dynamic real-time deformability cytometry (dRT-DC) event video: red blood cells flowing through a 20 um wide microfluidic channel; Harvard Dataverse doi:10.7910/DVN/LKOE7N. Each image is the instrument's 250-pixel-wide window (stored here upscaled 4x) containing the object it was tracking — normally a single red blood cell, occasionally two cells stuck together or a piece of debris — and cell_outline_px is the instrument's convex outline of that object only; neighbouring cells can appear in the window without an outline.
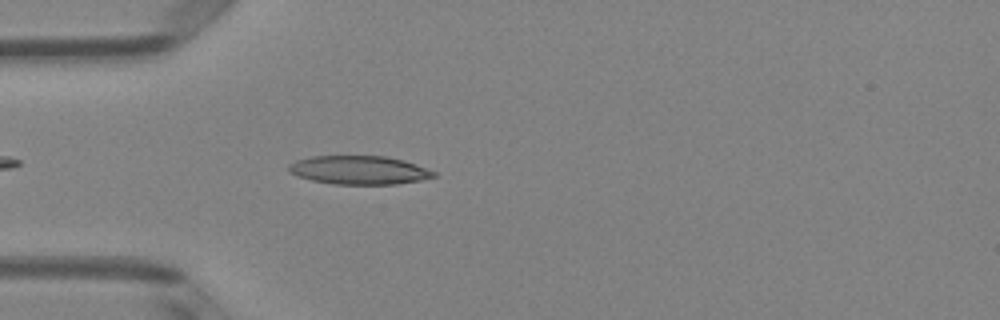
{"species": "Egyptian fruit bat (a non-hibernating species)", "species_latin": "Rousettus aegyptiacus", "temperature_condition": "room temperature", "stored_images_in_passage": 40, "camera_frame_rate_fps": 3000, "um_per_image_px": 0.085, "animal": {"sex": "female"}, "frame": {"image": 1, "passage_image": 5, "time_ms": 1.333, "image_size_px": [1000, 320], "cell_outline_px": [[436, 176], [420, 180], [396, 184], [332, 184], [312, 180], [288, 172], [288, 164], [296, 160], [312, 156], [384, 156], [404, 160], [436, 172]], "centroid_in_image_um": [30.5, 14.45], "position_along_channel_um": 54.5, "area_um2": 24.04}}
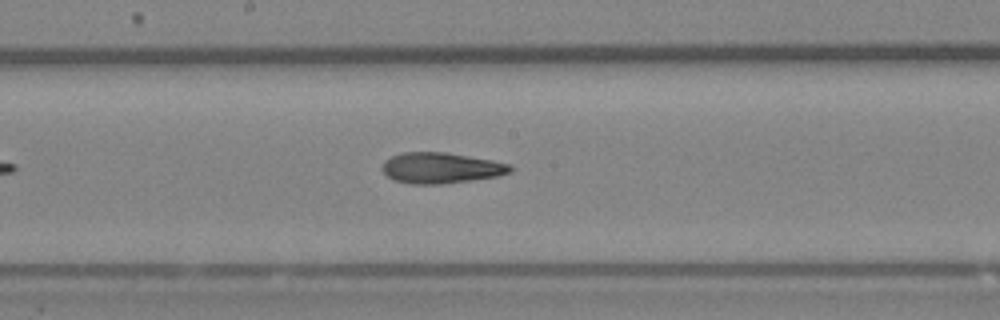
{"frame": {"image": 2, "passage_image": 17, "time_ms": 5.333, "image_size_px": [1000, 320], "cell_outline_px": [[512, 172], [496, 176], [472, 180], [440, 184], [412, 184], [392, 180], [384, 172], [384, 160], [392, 156], [404, 152], [444, 152], [492, 160], [508, 164], [512, 168]], "centroid_in_image_um": [37.47, 14.28], "position_along_channel_um": 210.7, "area_um2": 22.72}}
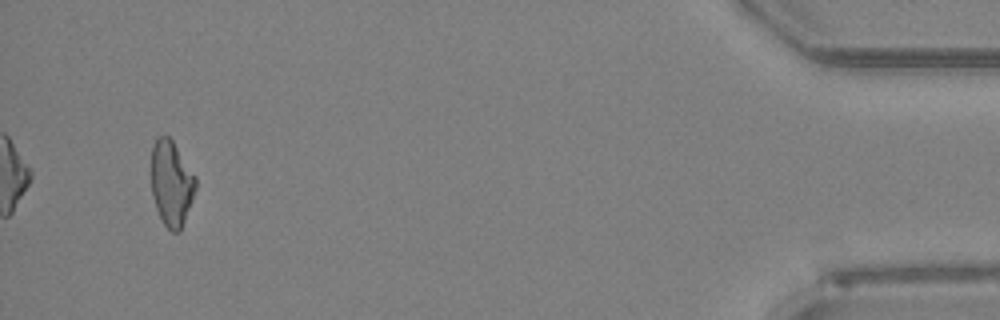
{"frame": {"image": 3, "passage_image": 38, "time_ms": 12.333, "image_size_px": [1000, 320], "cell_outline_px": [[196, 188], [192, 200], [180, 232], [172, 232], [164, 224], [156, 208], [152, 196], [152, 144], [160, 136], [168, 136], [172, 140], [196, 176]], "centroid_in_image_um": [14.58, 15.59], "position_along_channel_um": 420.6, "area_um2": 21.91}, "authors_computed_cell_mechanics": {"area_um2": 22.831, "velocity_mm_per_s": 4.0908, "shape_relaxation_time_tau1_ms": 7.5468, "shape_relaxation_time_tau2_ms": 4.5423, "deformation_change_tau1": 0.2324, "deformation_change_tau2": 0.1278}}